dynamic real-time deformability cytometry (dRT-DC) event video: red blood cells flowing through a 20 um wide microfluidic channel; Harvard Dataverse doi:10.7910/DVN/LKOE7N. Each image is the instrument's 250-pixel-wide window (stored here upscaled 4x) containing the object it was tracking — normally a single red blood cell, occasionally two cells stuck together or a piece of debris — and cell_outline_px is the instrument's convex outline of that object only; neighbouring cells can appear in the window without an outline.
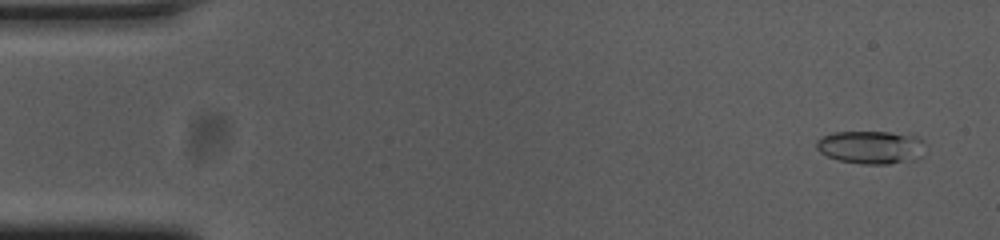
{"species": "common noctule bat (a hibernating species)", "species_latin": "Nyctalus noctula", "temperature_condition": "cold", "stored_images_in_passage": 55, "camera_frame_rate_fps": 3000, "um_per_image_px": 0.085, "animal": {"sex": "female", "body_mass_g": 23.0, "forearm_length_mm": 53.4}, "frame": {"image": 1, "passage_image": 3, "time_ms": 0.667, "image_size_px": [1000, 240], "cell_outline_px": [[924, 156], [920, 160], [888, 164], [860, 164], [840, 160], [828, 156], [820, 152], [816, 148], [816, 140], [824, 136], [836, 132], [888, 132], [916, 136], [924, 140]], "centroid_in_image_um": [74.11, 12.53], "position_along_channel_um": 10.9, "area_um2": 21.27}}
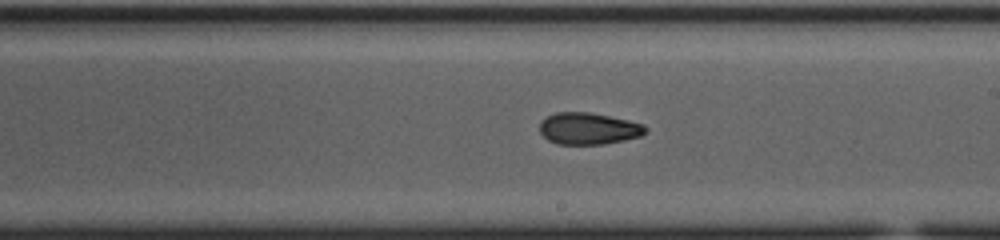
{"frame": {"image": 2, "passage_image": 31, "time_ms": 10.0, "image_size_px": [1000, 240], "cell_outline_px": [[648, 132], [640, 136], [624, 140], [600, 144], [556, 144], [548, 140], [540, 132], [540, 120], [556, 112], [588, 112], [628, 120], [644, 124], [648, 128]], "centroid_in_image_um": [50.03, 10.93], "position_along_channel_um": 239.0, "area_um2": 19.59}}
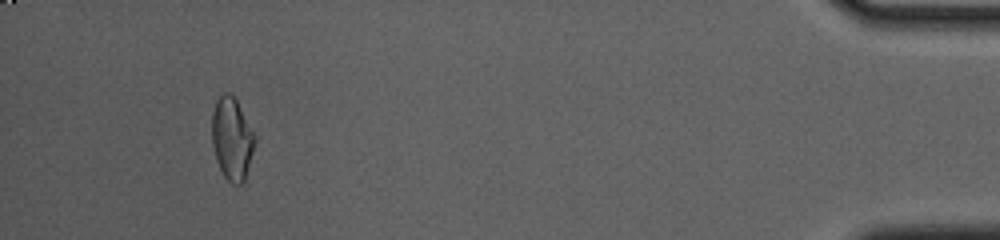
{"frame": {"image": 3, "passage_image": 51, "time_ms": 16.667, "image_size_px": [1000, 240], "cell_outline_px": [[256, 140], [244, 180], [240, 184], [232, 184], [224, 176], [216, 160], [212, 144], [212, 112], [216, 100], [224, 92], [228, 92], [236, 100], [256, 136]], "centroid_in_image_um": [19.7, 11.78], "position_along_channel_um": 415.5, "area_um2": 20.4}, "authors_computed_cell_mechanics": {"area_um2": 20.0566, "velocity_mm_per_s": 3.7281, "shape_relaxation_time_tau1_ms": 8.9475, "shape_relaxation_time_tau2_ms": 2.8088, "deformation_change_tau1": 0.2029, "deformation_change_tau2": 0.0758}}